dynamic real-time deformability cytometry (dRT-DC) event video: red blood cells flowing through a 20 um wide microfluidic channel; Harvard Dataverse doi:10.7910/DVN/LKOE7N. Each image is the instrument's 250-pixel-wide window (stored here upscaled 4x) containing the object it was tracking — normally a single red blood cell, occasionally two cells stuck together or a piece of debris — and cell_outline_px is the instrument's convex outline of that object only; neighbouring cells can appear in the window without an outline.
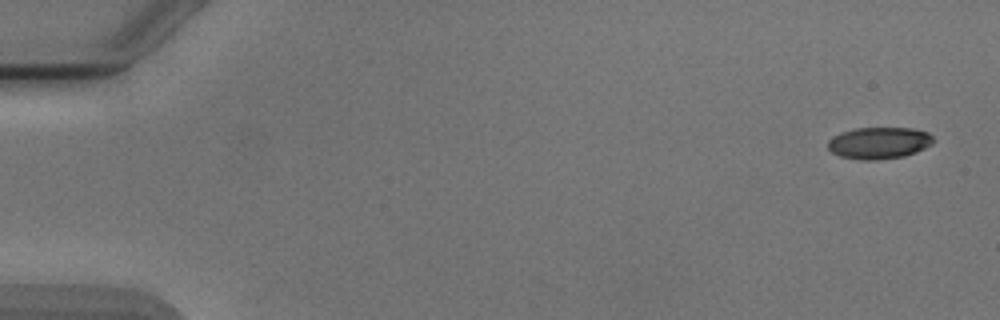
{"species": "Egyptian fruit bat (a non-hibernating species)", "species_latin": "Rousettus aegyptiacus", "temperature_condition": "cold", "stored_images_in_passage": 6, "camera_frame_rate_fps": 3000, "um_per_image_px": 0.085, "animal": {"sex": "male"}, "frame": {"image": 1, "passage_image": 1, "time_ms": 0.0, "image_size_px": [1000, 320], "cell_outline_px": [[936, 140], [932, 144], [916, 152], [904, 156], [876, 160], [860, 160], [840, 156], [832, 152], [828, 148], [828, 140], [832, 136], [840, 132], [852, 128], [912, 128], [928, 132]], "centroid_in_image_um": [74.71, 12.14], "position_along_channel_um": 10.3, "area_um2": 19.71}}
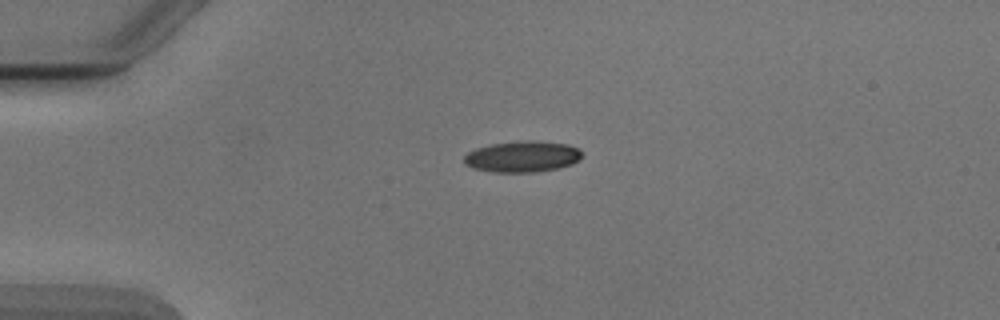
{"frame": {"image": 2, "passage_image": 4, "time_ms": 3.667, "image_size_px": [1000, 320], "cell_outline_px": [[580, 160], [572, 164], [560, 168], [536, 172], [496, 172], [472, 168], [464, 164], [464, 156], [468, 152], [476, 148], [492, 144], [520, 140], [532, 140], [568, 144], [576, 148], [580, 152]], "centroid_in_image_um": [44.39, 13.31], "position_along_channel_um": 40.6, "area_um2": 21.44}}
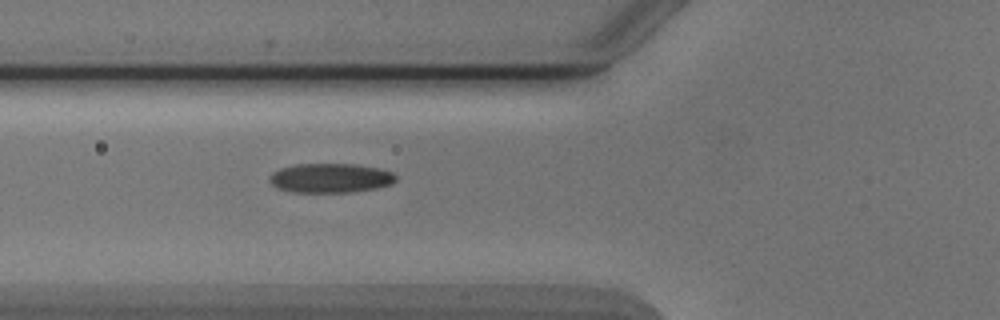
{"frame": {"image": 3, "passage_image": 6, "time_ms": 6.0, "image_size_px": [1000, 320], "cell_outline_px": [[396, 180], [392, 184], [376, 188], [348, 192], [292, 192], [276, 188], [268, 180], [268, 176], [272, 172], [280, 168], [296, 164], [356, 164], [380, 168], [392, 172], [396, 176]], "centroid_in_image_um": [28.06, 15.13], "position_along_channel_um": 97.7, "area_um2": 21.79}}